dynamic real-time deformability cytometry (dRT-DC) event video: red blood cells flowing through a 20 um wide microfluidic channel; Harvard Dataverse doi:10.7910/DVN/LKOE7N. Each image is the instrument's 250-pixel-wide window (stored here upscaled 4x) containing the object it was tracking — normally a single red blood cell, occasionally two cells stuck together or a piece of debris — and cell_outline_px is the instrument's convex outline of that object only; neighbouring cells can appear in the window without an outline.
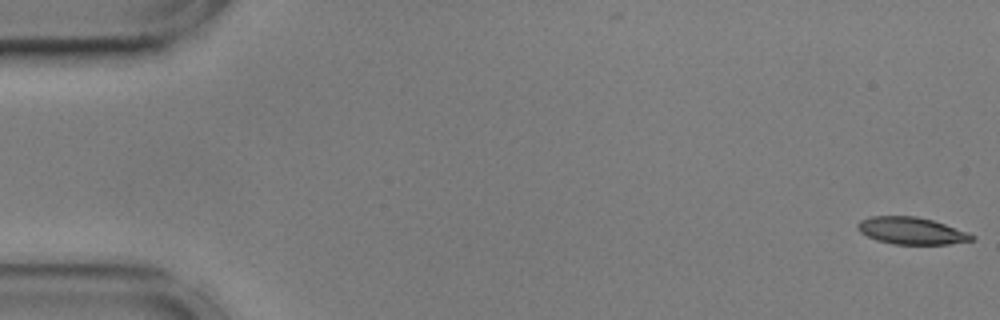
{"species": "common noctule bat (a hibernating species)", "species_latin": "Nyctalus noctula", "temperature_condition": "cold", "stored_images_in_passage": 53, "camera_frame_rate_fps": 3000, "um_per_image_px": 0.085, "animal": {"sex": "male", "body_mass_g": 17.9, "forearm_length_mm": 54.2}, "frame": {"image": 1, "passage_image": 1, "time_ms": 0.0, "image_size_px": [1000, 320], "cell_outline_px": [[976, 236], [972, 240], [948, 244], [892, 244], [876, 240], [860, 232], [856, 228], [856, 224], [860, 220], [868, 216], [916, 216], [932, 220], [944, 224]], "centroid_in_image_um": [77.4, 19.61], "position_along_channel_um": 7.6, "area_um2": 17.92}}
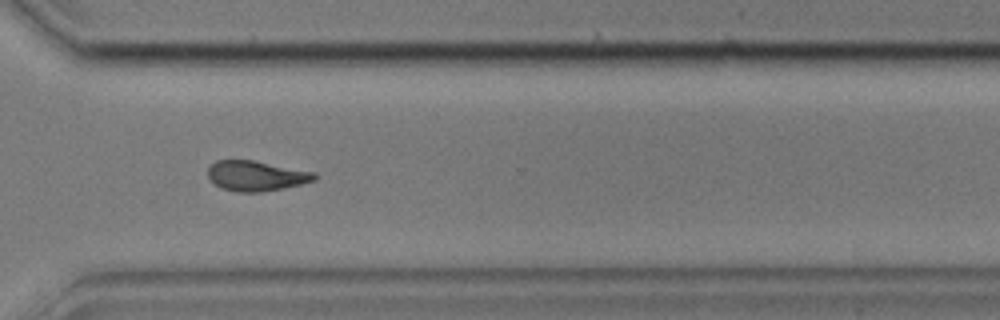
{"frame": {"image": 2, "passage_image": 41, "time_ms": 13.333, "image_size_px": [1000, 320], "cell_outline_px": [[316, 180], [284, 188], [260, 192], [236, 192], [220, 188], [208, 180], [208, 168], [216, 160], [252, 160], [316, 172]], "centroid_in_image_um": [21.75, 14.95], "position_along_channel_um": 348.9, "area_um2": 18.84}}
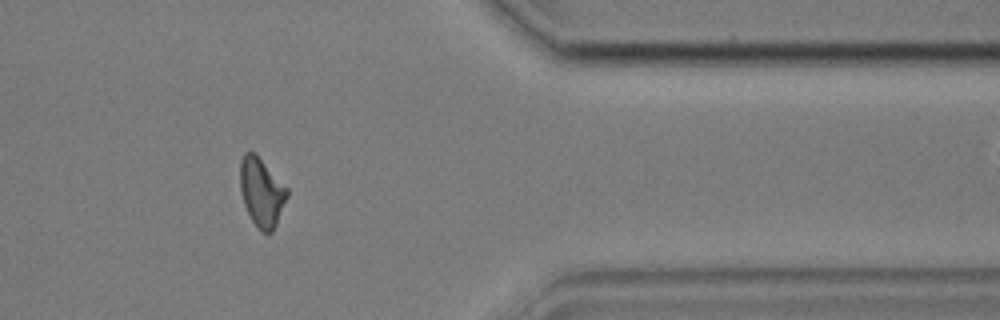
{"frame": {"image": 3, "passage_image": 46, "time_ms": 15.0, "image_size_px": [1000, 320], "cell_outline_px": [[288, 196], [276, 224], [272, 232], [260, 232], [252, 220], [244, 204], [240, 192], [240, 160], [244, 152], [256, 152], [288, 188]], "centroid_in_image_um": [22.23, 16.3], "position_along_channel_um": 389.2, "area_um2": 18.96}, "authors_computed_cell_mechanics": {"area_um2": 18.9584, "velocity_mm_per_s": 3.5866, "shape_relaxation_time_tau1_ms": 3.4818, "shape_relaxation_time_tau2_ms": null, "deformation_change_tau1": 0.1401, "deformation_change_tau2": null}}